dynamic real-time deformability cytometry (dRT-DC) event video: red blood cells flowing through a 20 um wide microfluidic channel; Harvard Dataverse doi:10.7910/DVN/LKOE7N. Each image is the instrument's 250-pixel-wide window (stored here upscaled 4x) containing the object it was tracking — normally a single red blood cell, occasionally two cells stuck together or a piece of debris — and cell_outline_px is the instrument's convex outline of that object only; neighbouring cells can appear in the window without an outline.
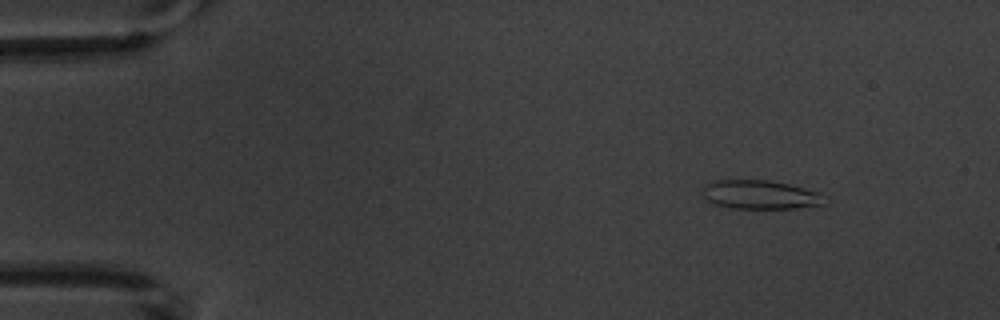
{"species": "common noctule bat (a hibernating species)", "species_latin": "Nyctalus noctula", "temperature_condition": "warm", "stored_images_in_passage": 3, "camera_frame_rate_fps": 3000, "um_per_image_px": 0.085, "animal": {"sex": "male", "body_mass_g": 20.1, "forearm_length_mm": 53.5}, "frame": {"image": 1, "passage_image": 1, "time_ms": 0.0, "image_size_px": [1000, 320], "cell_outline_px": [[824, 204], [796, 208], [728, 208], [712, 204], [704, 196], [704, 184], [712, 180], [768, 180], [788, 184], [820, 192]], "centroid_in_image_um": [64.56, 16.54], "position_along_channel_um": 20.4, "area_um2": 20.4}}
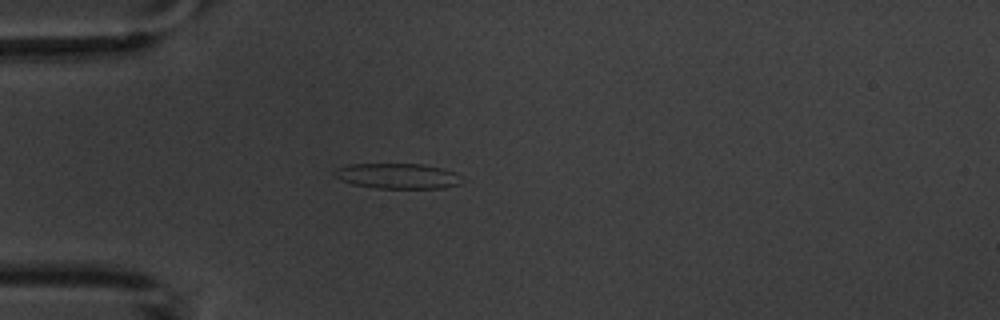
{"frame": {"image": 2, "passage_image": 3, "time_ms": 3.0, "image_size_px": [1000, 320], "cell_outline_px": [[460, 184], [444, 188], [376, 188], [352, 184], [340, 180], [332, 176], [332, 172], [336, 168], [348, 164], [420, 164], [440, 168], [456, 172]], "centroid_in_image_um": [33.7, 14.96], "position_along_channel_um": 51.3, "area_um2": 18.79}}